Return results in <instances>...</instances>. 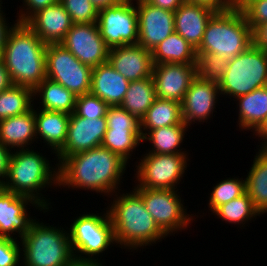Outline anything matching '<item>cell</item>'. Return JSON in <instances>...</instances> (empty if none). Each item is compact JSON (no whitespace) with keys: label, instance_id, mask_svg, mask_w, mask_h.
Here are the masks:
<instances>
[{"label":"cell","instance_id":"1","mask_svg":"<svg viewBox=\"0 0 267 266\" xmlns=\"http://www.w3.org/2000/svg\"><path fill=\"white\" fill-rule=\"evenodd\" d=\"M127 165L118 154L102 146L75 153L58 165V187L91 190L112 197L122 191L118 186L123 183Z\"/></svg>","mask_w":267,"mask_h":266},{"label":"cell","instance_id":"2","mask_svg":"<svg viewBox=\"0 0 267 266\" xmlns=\"http://www.w3.org/2000/svg\"><path fill=\"white\" fill-rule=\"evenodd\" d=\"M119 194H113L114 200L106 208L113 225L116 246L119 244L121 249L134 251L168 237L147 212L142 197L134 189Z\"/></svg>","mask_w":267,"mask_h":266},{"label":"cell","instance_id":"3","mask_svg":"<svg viewBox=\"0 0 267 266\" xmlns=\"http://www.w3.org/2000/svg\"><path fill=\"white\" fill-rule=\"evenodd\" d=\"M46 46L25 23L15 25L1 55L12 84L34 90L46 78Z\"/></svg>","mask_w":267,"mask_h":266},{"label":"cell","instance_id":"4","mask_svg":"<svg viewBox=\"0 0 267 266\" xmlns=\"http://www.w3.org/2000/svg\"><path fill=\"white\" fill-rule=\"evenodd\" d=\"M29 148L31 147L16 149L12 152L4 188L31 198L45 211H49L52 206L41 191L45 187L58 186V164H55L56 167L53 168L42 153Z\"/></svg>","mask_w":267,"mask_h":266},{"label":"cell","instance_id":"5","mask_svg":"<svg viewBox=\"0 0 267 266\" xmlns=\"http://www.w3.org/2000/svg\"><path fill=\"white\" fill-rule=\"evenodd\" d=\"M252 45V29L238 6L216 12L207 23L196 53H214L230 60Z\"/></svg>","mask_w":267,"mask_h":266},{"label":"cell","instance_id":"6","mask_svg":"<svg viewBox=\"0 0 267 266\" xmlns=\"http://www.w3.org/2000/svg\"><path fill=\"white\" fill-rule=\"evenodd\" d=\"M20 241L24 266H71L76 262L64 228L35 220Z\"/></svg>","mask_w":267,"mask_h":266},{"label":"cell","instance_id":"7","mask_svg":"<svg viewBox=\"0 0 267 266\" xmlns=\"http://www.w3.org/2000/svg\"><path fill=\"white\" fill-rule=\"evenodd\" d=\"M103 213H84L71 223L68 234L76 262L98 264L101 261L97 256L107 251L110 245H115L114 229L108 210Z\"/></svg>","mask_w":267,"mask_h":266},{"label":"cell","instance_id":"8","mask_svg":"<svg viewBox=\"0 0 267 266\" xmlns=\"http://www.w3.org/2000/svg\"><path fill=\"white\" fill-rule=\"evenodd\" d=\"M218 85L221 96L235 99L267 86V52L252 44L229 60Z\"/></svg>","mask_w":267,"mask_h":266},{"label":"cell","instance_id":"9","mask_svg":"<svg viewBox=\"0 0 267 266\" xmlns=\"http://www.w3.org/2000/svg\"><path fill=\"white\" fill-rule=\"evenodd\" d=\"M143 199L147 212L159 228L168 236L175 231L186 230L194 220V214H187L178 189L133 188Z\"/></svg>","mask_w":267,"mask_h":266},{"label":"cell","instance_id":"10","mask_svg":"<svg viewBox=\"0 0 267 266\" xmlns=\"http://www.w3.org/2000/svg\"><path fill=\"white\" fill-rule=\"evenodd\" d=\"M142 156L136 165V186L176 190L187 169L188 155L145 153Z\"/></svg>","mask_w":267,"mask_h":266},{"label":"cell","instance_id":"11","mask_svg":"<svg viewBox=\"0 0 267 266\" xmlns=\"http://www.w3.org/2000/svg\"><path fill=\"white\" fill-rule=\"evenodd\" d=\"M92 69L62 44L46 46V77L61 84L76 97L90 92Z\"/></svg>","mask_w":267,"mask_h":266},{"label":"cell","instance_id":"12","mask_svg":"<svg viewBox=\"0 0 267 266\" xmlns=\"http://www.w3.org/2000/svg\"><path fill=\"white\" fill-rule=\"evenodd\" d=\"M133 1L124 0L98 10L99 31L110 49L138 44V14Z\"/></svg>","mask_w":267,"mask_h":266},{"label":"cell","instance_id":"13","mask_svg":"<svg viewBox=\"0 0 267 266\" xmlns=\"http://www.w3.org/2000/svg\"><path fill=\"white\" fill-rule=\"evenodd\" d=\"M61 44L92 68L108 62L110 48L101 37L97 22L73 24Z\"/></svg>","mask_w":267,"mask_h":266},{"label":"cell","instance_id":"14","mask_svg":"<svg viewBox=\"0 0 267 266\" xmlns=\"http://www.w3.org/2000/svg\"><path fill=\"white\" fill-rule=\"evenodd\" d=\"M138 14V44L153 51L175 31L174 12L134 0Z\"/></svg>","mask_w":267,"mask_h":266},{"label":"cell","instance_id":"15","mask_svg":"<svg viewBox=\"0 0 267 266\" xmlns=\"http://www.w3.org/2000/svg\"><path fill=\"white\" fill-rule=\"evenodd\" d=\"M107 123L105 117L87 119L70 114L67 139L64 146L55 154L58 165L68 156L101 146Z\"/></svg>","mask_w":267,"mask_h":266},{"label":"cell","instance_id":"16","mask_svg":"<svg viewBox=\"0 0 267 266\" xmlns=\"http://www.w3.org/2000/svg\"><path fill=\"white\" fill-rule=\"evenodd\" d=\"M219 95L218 82L196 76L181 102L183 122L190 127L194 123H204L210 119L215 112Z\"/></svg>","mask_w":267,"mask_h":266},{"label":"cell","instance_id":"17","mask_svg":"<svg viewBox=\"0 0 267 266\" xmlns=\"http://www.w3.org/2000/svg\"><path fill=\"white\" fill-rule=\"evenodd\" d=\"M196 76V64L161 63L154 65L152 78L156 98L181 103Z\"/></svg>","mask_w":267,"mask_h":266},{"label":"cell","instance_id":"18","mask_svg":"<svg viewBox=\"0 0 267 266\" xmlns=\"http://www.w3.org/2000/svg\"><path fill=\"white\" fill-rule=\"evenodd\" d=\"M30 203L38 211L48 212L29 197L5 189L0 193V236L13 238L17 233L21 239L29 231L31 224L36 220L27 213L29 208L26 205Z\"/></svg>","mask_w":267,"mask_h":266},{"label":"cell","instance_id":"19","mask_svg":"<svg viewBox=\"0 0 267 266\" xmlns=\"http://www.w3.org/2000/svg\"><path fill=\"white\" fill-rule=\"evenodd\" d=\"M108 63L129 82L151 77L153 74L152 52L139 44L111 48Z\"/></svg>","mask_w":267,"mask_h":266},{"label":"cell","instance_id":"20","mask_svg":"<svg viewBox=\"0 0 267 266\" xmlns=\"http://www.w3.org/2000/svg\"><path fill=\"white\" fill-rule=\"evenodd\" d=\"M25 24L46 44H61L73 25L64 6L57 2L32 15Z\"/></svg>","mask_w":267,"mask_h":266},{"label":"cell","instance_id":"21","mask_svg":"<svg viewBox=\"0 0 267 266\" xmlns=\"http://www.w3.org/2000/svg\"><path fill=\"white\" fill-rule=\"evenodd\" d=\"M215 13L216 11L207 6L184 1L174 12L175 32L197 49L202 42L207 23Z\"/></svg>","mask_w":267,"mask_h":266},{"label":"cell","instance_id":"22","mask_svg":"<svg viewBox=\"0 0 267 266\" xmlns=\"http://www.w3.org/2000/svg\"><path fill=\"white\" fill-rule=\"evenodd\" d=\"M129 81L108 62L92 69L90 93L102 99L109 106L121 105Z\"/></svg>","mask_w":267,"mask_h":266},{"label":"cell","instance_id":"23","mask_svg":"<svg viewBox=\"0 0 267 266\" xmlns=\"http://www.w3.org/2000/svg\"><path fill=\"white\" fill-rule=\"evenodd\" d=\"M36 141L35 108L0 121V142L10 150L26 149Z\"/></svg>","mask_w":267,"mask_h":266},{"label":"cell","instance_id":"24","mask_svg":"<svg viewBox=\"0 0 267 266\" xmlns=\"http://www.w3.org/2000/svg\"><path fill=\"white\" fill-rule=\"evenodd\" d=\"M69 119L70 114L37 108L35 110L36 138L40 137L43 143L52 148L51 151L56 154L66 142Z\"/></svg>","mask_w":267,"mask_h":266},{"label":"cell","instance_id":"25","mask_svg":"<svg viewBox=\"0 0 267 266\" xmlns=\"http://www.w3.org/2000/svg\"><path fill=\"white\" fill-rule=\"evenodd\" d=\"M233 100L238 101L239 129L254 132L267 116V86L255 89Z\"/></svg>","mask_w":267,"mask_h":266},{"label":"cell","instance_id":"26","mask_svg":"<svg viewBox=\"0 0 267 266\" xmlns=\"http://www.w3.org/2000/svg\"><path fill=\"white\" fill-rule=\"evenodd\" d=\"M245 178L246 193L260 214L267 213V149H259Z\"/></svg>","mask_w":267,"mask_h":266},{"label":"cell","instance_id":"27","mask_svg":"<svg viewBox=\"0 0 267 266\" xmlns=\"http://www.w3.org/2000/svg\"><path fill=\"white\" fill-rule=\"evenodd\" d=\"M33 96L34 100L37 96L40 98V109L66 114H72L75 110L76 95L47 77L33 90Z\"/></svg>","mask_w":267,"mask_h":266},{"label":"cell","instance_id":"28","mask_svg":"<svg viewBox=\"0 0 267 266\" xmlns=\"http://www.w3.org/2000/svg\"><path fill=\"white\" fill-rule=\"evenodd\" d=\"M189 128L186 124H177L165 126L154 130H141L142 141H150L152 143L151 150L147 153L155 154H188L182 151L185 133ZM145 132V133H144ZM180 148V149H178Z\"/></svg>","mask_w":267,"mask_h":266},{"label":"cell","instance_id":"29","mask_svg":"<svg viewBox=\"0 0 267 266\" xmlns=\"http://www.w3.org/2000/svg\"><path fill=\"white\" fill-rule=\"evenodd\" d=\"M154 65L161 63L196 64V49L182 36L173 32L163 40L153 51Z\"/></svg>","mask_w":267,"mask_h":266},{"label":"cell","instance_id":"30","mask_svg":"<svg viewBox=\"0 0 267 266\" xmlns=\"http://www.w3.org/2000/svg\"><path fill=\"white\" fill-rule=\"evenodd\" d=\"M155 99V85L151 76L130 82L121 106L141 120Z\"/></svg>","mask_w":267,"mask_h":266},{"label":"cell","instance_id":"31","mask_svg":"<svg viewBox=\"0 0 267 266\" xmlns=\"http://www.w3.org/2000/svg\"><path fill=\"white\" fill-rule=\"evenodd\" d=\"M177 124H185L182 119L181 103L156 98L140 120V130H154Z\"/></svg>","mask_w":267,"mask_h":266},{"label":"cell","instance_id":"32","mask_svg":"<svg viewBox=\"0 0 267 266\" xmlns=\"http://www.w3.org/2000/svg\"><path fill=\"white\" fill-rule=\"evenodd\" d=\"M33 101V89L12 84L0 92V121L31 110Z\"/></svg>","mask_w":267,"mask_h":266},{"label":"cell","instance_id":"33","mask_svg":"<svg viewBox=\"0 0 267 266\" xmlns=\"http://www.w3.org/2000/svg\"><path fill=\"white\" fill-rule=\"evenodd\" d=\"M142 141L141 130L107 129L101 146L118 154L127 163Z\"/></svg>","mask_w":267,"mask_h":266},{"label":"cell","instance_id":"34","mask_svg":"<svg viewBox=\"0 0 267 266\" xmlns=\"http://www.w3.org/2000/svg\"><path fill=\"white\" fill-rule=\"evenodd\" d=\"M213 213L217 215V218H220L226 223L242 224V227L249 220H253V217L261 216L260 212L253 206V202L246 192L240 197L222 204Z\"/></svg>","mask_w":267,"mask_h":266},{"label":"cell","instance_id":"35","mask_svg":"<svg viewBox=\"0 0 267 266\" xmlns=\"http://www.w3.org/2000/svg\"><path fill=\"white\" fill-rule=\"evenodd\" d=\"M228 178L217 183L210 193L208 200L209 210L214 212L222 204L240 197L246 192L245 179Z\"/></svg>","mask_w":267,"mask_h":266},{"label":"cell","instance_id":"36","mask_svg":"<svg viewBox=\"0 0 267 266\" xmlns=\"http://www.w3.org/2000/svg\"><path fill=\"white\" fill-rule=\"evenodd\" d=\"M197 76L219 82L228 68L229 60L214 53H196Z\"/></svg>","mask_w":267,"mask_h":266},{"label":"cell","instance_id":"37","mask_svg":"<svg viewBox=\"0 0 267 266\" xmlns=\"http://www.w3.org/2000/svg\"><path fill=\"white\" fill-rule=\"evenodd\" d=\"M70 15L73 24L96 23L98 10L90 0H59Z\"/></svg>","mask_w":267,"mask_h":266},{"label":"cell","instance_id":"38","mask_svg":"<svg viewBox=\"0 0 267 266\" xmlns=\"http://www.w3.org/2000/svg\"><path fill=\"white\" fill-rule=\"evenodd\" d=\"M108 107L109 105L102 99L89 92L76 97L74 113L77 116L93 120L105 117Z\"/></svg>","mask_w":267,"mask_h":266},{"label":"cell","instance_id":"39","mask_svg":"<svg viewBox=\"0 0 267 266\" xmlns=\"http://www.w3.org/2000/svg\"><path fill=\"white\" fill-rule=\"evenodd\" d=\"M105 118L107 129L140 130V120L121 105L109 106Z\"/></svg>","mask_w":267,"mask_h":266},{"label":"cell","instance_id":"40","mask_svg":"<svg viewBox=\"0 0 267 266\" xmlns=\"http://www.w3.org/2000/svg\"><path fill=\"white\" fill-rule=\"evenodd\" d=\"M237 6L251 29L256 25L267 23V0H237Z\"/></svg>","mask_w":267,"mask_h":266},{"label":"cell","instance_id":"41","mask_svg":"<svg viewBox=\"0 0 267 266\" xmlns=\"http://www.w3.org/2000/svg\"><path fill=\"white\" fill-rule=\"evenodd\" d=\"M17 237L0 236V266H20L21 244Z\"/></svg>","mask_w":267,"mask_h":266},{"label":"cell","instance_id":"42","mask_svg":"<svg viewBox=\"0 0 267 266\" xmlns=\"http://www.w3.org/2000/svg\"><path fill=\"white\" fill-rule=\"evenodd\" d=\"M59 2V0H23L24 7L18 13V23H25L32 15L38 11ZM24 10V11H23Z\"/></svg>","mask_w":267,"mask_h":266},{"label":"cell","instance_id":"43","mask_svg":"<svg viewBox=\"0 0 267 266\" xmlns=\"http://www.w3.org/2000/svg\"><path fill=\"white\" fill-rule=\"evenodd\" d=\"M185 1L207 6L216 12L227 11L237 6V0H185Z\"/></svg>","mask_w":267,"mask_h":266},{"label":"cell","instance_id":"44","mask_svg":"<svg viewBox=\"0 0 267 266\" xmlns=\"http://www.w3.org/2000/svg\"><path fill=\"white\" fill-rule=\"evenodd\" d=\"M252 44L267 52V23L256 25L252 29Z\"/></svg>","mask_w":267,"mask_h":266},{"label":"cell","instance_id":"45","mask_svg":"<svg viewBox=\"0 0 267 266\" xmlns=\"http://www.w3.org/2000/svg\"><path fill=\"white\" fill-rule=\"evenodd\" d=\"M15 22L13 25L11 24V26H10V24L6 21L5 13L2 10V6H0V56L3 53V48L6 44V40L8 38L10 31L18 23L17 21H15Z\"/></svg>","mask_w":267,"mask_h":266},{"label":"cell","instance_id":"46","mask_svg":"<svg viewBox=\"0 0 267 266\" xmlns=\"http://www.w3.org/2000/svg\"><path fill=\"white\" fill-rule=\"evenodd\" d=\"M12 151L0 142V182H4L7 177Z\"/></svg>","mask_w":267,"mask_h":266},{"label":"cell","instance_id":"47","mask_svg":"<svg viewBox=\"0 0 267 266\" xmlns=\"http://www.w3.org/2000/svg\"><path fill=\"white\" fill-rule=\"evenodd\" d=\"M145 2L168 10V11H173L175 12L176 9L185 1V0H144Z\"/></svg>","mask_w":267,"mask_h":266},{"label":"cell","instance_id":"48","mask_svg":"<svg viewBox=\"0 0 267 266\" xmlns=\"http://www.w3.org/2000/svg\"><path fill=\"white\" fill-rule=\"evenodd\" d=\"M12 85L8 71L3 63L0 60V92L8 89Z\"/></svg>","mask_w":267,"mask_h":266},{"label":"cell","instance_id":"49","mask_svg":"<svg viewBox=\"0 0 267 266\" xmlns=\"http://www.w3.org/2000/svg\"><path fill=\"white\" fill-rule=\"evenodd\" d=\"M260 137L262 140L260 149H267V116L264 119L263 123L253 132V135ZM264 141V142H263Z\"/></svg>","mask_w":267,"mask_h":266},{"label":"cell","instance_id":"50","mask_svg":"<svg viewBox=\"0 0 267 266\" xmlns=\"http://www.w3.org/2000/svg\"><path fill=\"white\" fill-rule=\"evenodd\" d=\"M97 10L123 2L124 0H90Z\"/></svg>","mask_w":267,"mask_h":266},{"label":"cell","instance_id":"51","mask_svg":"<svg viewBox=\"0 0 267 266\" xmlns=\"http://www.w3.org/2000/svg\"><path fill=\"white\" fill-rule=\"evenodd\" d=\"M103 263H78V262H75L73 265L71 266H104L102 265Z\"/></svg>","mask_w":267,"mask_h":266},{"label":"cell","instance_id":"52","mask_svg":"<svg viewBox=\"0 0 267 266\" xmlns=\"http://www.w3.org/2000/svg\"><path fill=\"white\" fill-rule=\"evenodd\" d=\"M4 182H0V193L4 190Z\"/></svg>","mask_w":267,"mask_h":266}]
</instances>
